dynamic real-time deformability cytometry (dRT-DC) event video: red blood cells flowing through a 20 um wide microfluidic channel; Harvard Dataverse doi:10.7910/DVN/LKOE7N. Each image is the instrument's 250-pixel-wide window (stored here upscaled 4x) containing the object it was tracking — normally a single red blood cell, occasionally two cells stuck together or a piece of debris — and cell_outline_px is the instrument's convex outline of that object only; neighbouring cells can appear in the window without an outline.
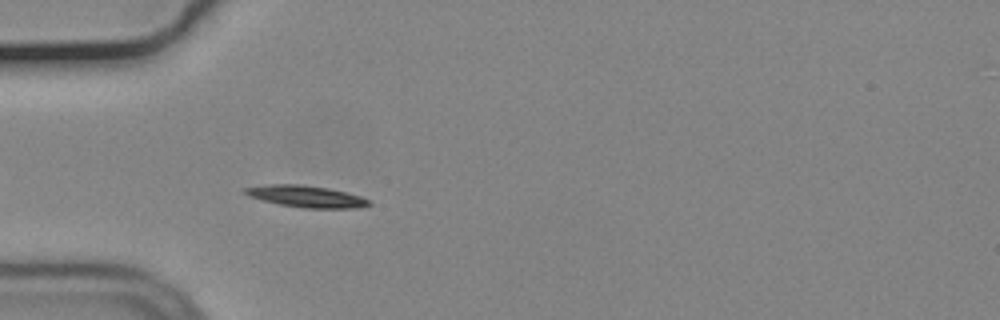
{"species": "common noctule bat (a hibernating species)", "species_latin": "Nyctalus noctula", "temperature_condition": "cold", "stored_images_in_passage": 44, "camera_frame_rate_fps": 3000, "um_per_image_px": 0.085, "animal": {"sex": "male", "body_mass_g": 19.2, "forearm_length_mm": 51.8}, "frame": {"image": 1, "passage_image": 5, "time_ms": 1.333, "image_size_px": [1000, 320], "cell_outline_px": [[372, 204], [364, 208], [304, 208], [280, 204], [248, 196], [244, 192], [244, 188], [272, 184], [300, 184], [328, 188], [360, 196], [372, 200]], "centroid_in_image_um": [26.11, 16.7], "position_along_channel_um": 58.9, "area_um2": 15.61}}
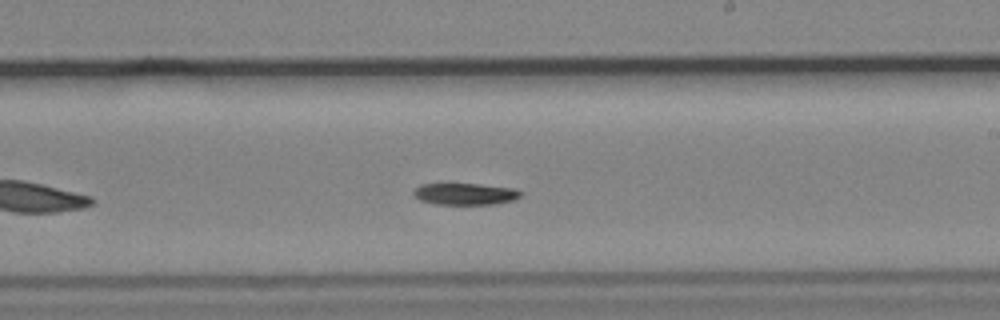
{"frame": {"image": 2, "passage_image": 21, "time_ms": 6.667, "image_size_px": [1000, 320], "cell_outline_px": [[524, 192], [520, 196], [512, 200], [496, 204], [436, 204], [420, 200], [412, 192], [420, 184], [480, 184], [516, 188]], "centroid_in_image_um": [39.58, 16.48], "position_along_channel_um": 249.4, "area_um2": 13.53}}
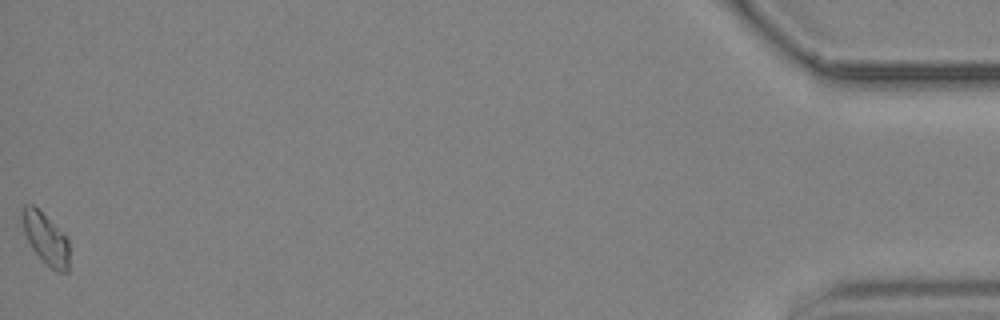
{"frame": {"image": 3, "passage_image": 44, "time_ms": 14.333, "image_size_px": [1000, 320], "cell_outline_px": [[68, 272], [56, 272], [32, 248], [24, 232], [24, 204], [32, 204], [68, 240]], "centroid_in_image_um": [3.91, 20.34], "position_along_channel_um": 431.3, "area_um2": 13.01}, "authors_computed_cell_mechanics": {"area_um2": 14.161, "velocity_mm_per_s": 3.6566, "shape_relaxation_time_tau1_ms": 4.242, "shape_relaxation_time_tau2_ms": null, "deformation_change_tau1": 0.0985, "deformation_change_tau2": null}}